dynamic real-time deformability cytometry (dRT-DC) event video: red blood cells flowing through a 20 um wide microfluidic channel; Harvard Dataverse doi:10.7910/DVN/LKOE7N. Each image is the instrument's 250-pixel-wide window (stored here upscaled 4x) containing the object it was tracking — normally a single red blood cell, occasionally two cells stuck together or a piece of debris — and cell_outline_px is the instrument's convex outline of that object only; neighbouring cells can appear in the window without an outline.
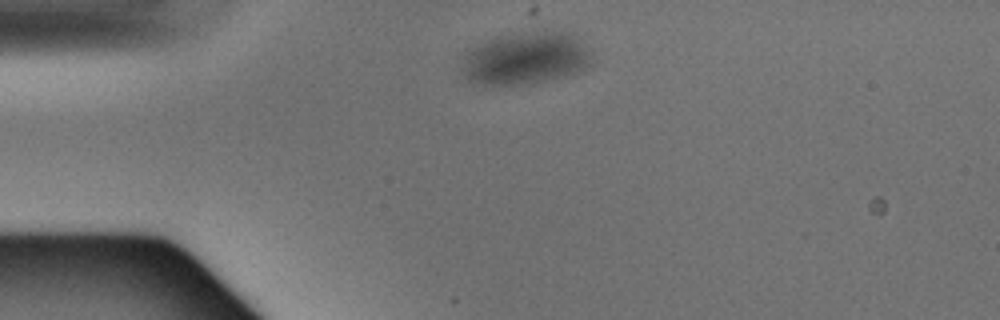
{"species": "Egyptian fruit bat (a non-hibernating species)", "species_latin": "Rousettus aegyptiacus", "temperature_condition": "warm", "stored_images_in_passage": 2, "camera_frame_rate_fps": 3000, "um_per_image_px": 0.085, "animal": {"sex": "male"}, "frame": {"image": 1, "passage_image": 1, "time_ms": 0.0, "image_size_px": [1000, 320], "cell_outline_px": [[588, 52], [584, 68], [548, 80], [520, 84], [476, 84], [468, 80], [464, 76], [464, 56], [472, 48], [488, 40], [504, 36], [544, 32], [572, 32], [588, 48]], "centroid_in_image_um": [44.63, 4.97], "position_along_channel_um": 40.4, "area_um2": 37.86}}